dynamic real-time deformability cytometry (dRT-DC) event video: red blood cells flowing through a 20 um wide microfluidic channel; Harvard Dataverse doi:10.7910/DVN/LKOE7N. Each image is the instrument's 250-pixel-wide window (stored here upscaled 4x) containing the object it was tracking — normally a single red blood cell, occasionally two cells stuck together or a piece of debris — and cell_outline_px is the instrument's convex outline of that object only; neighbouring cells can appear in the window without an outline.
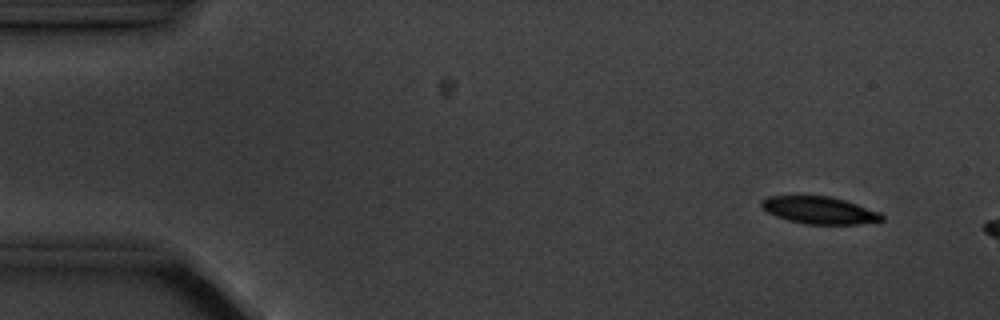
{"species": "common noctule bat (a hibernating species)", "species_latin": "Nyctalus noctula", "temperature_condition": "cold", "stored_images_in_passage": 3, "camera_frame_rate_fps": 3000, "um_per_image_px": 0.085, "animal": {"sex": "male", "body_mass_g": 20.1, "forearm_length_mm": 53.5}, "frame": {"image": 1, "passage_image": 1, "time_ms": 0.0, "image_size_px": [1000, 320], "cell_outline_px": [[884, 220], [880, 224], [804, 224], [788, 220], [776, 216], [760, 208], [760, 200], [768, 196], [832, 196], [880, 212], [884, 216]], "centroid_in_image_um": [69.69, 17.88], "position_along_channel_um": 15.3, "area_um2": 19.48}}